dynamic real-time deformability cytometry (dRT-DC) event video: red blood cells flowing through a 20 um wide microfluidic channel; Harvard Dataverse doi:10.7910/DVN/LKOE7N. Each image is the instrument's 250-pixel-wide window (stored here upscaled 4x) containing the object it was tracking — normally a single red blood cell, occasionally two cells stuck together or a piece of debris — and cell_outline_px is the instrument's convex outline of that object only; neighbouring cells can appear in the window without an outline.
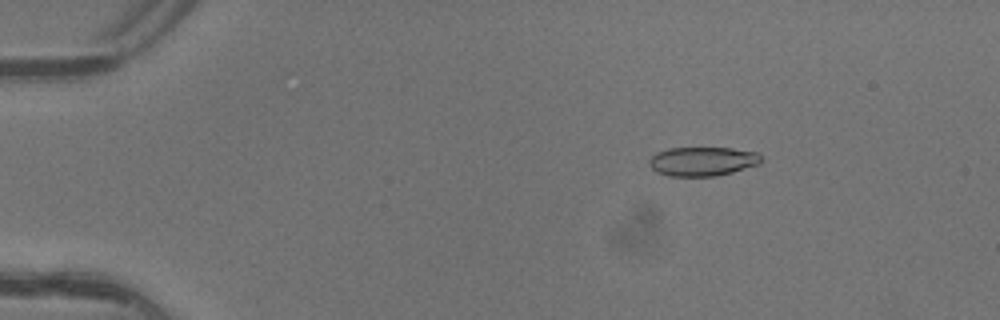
{"species": "common noctule bat (a hibernating species)", "species_latin": "Nyctalus noctula", "temperature_condition": "warm", "stored_images_in_passage": 4, "camera_frame_rate_fps": 3000, "um_per_image_px": 0.085, "animal": {"sex": "female"}, "frame": {"image": 1, "passage_image": 1, "time_ms": 0.0, "image_size_px": [1000, 320], "cell_outline_px": [[760, 164], [732, 172], [716, 176], [668, 176], [656, 172], [648, 164], [648, 160], [656, 152], [668, 148], [732, 148], [756, 152], [760, 156]], "centroid_in_image_um": [59.67, 13.72], "position_along_channel_um": 25.3, "area_um2": 19.02}}
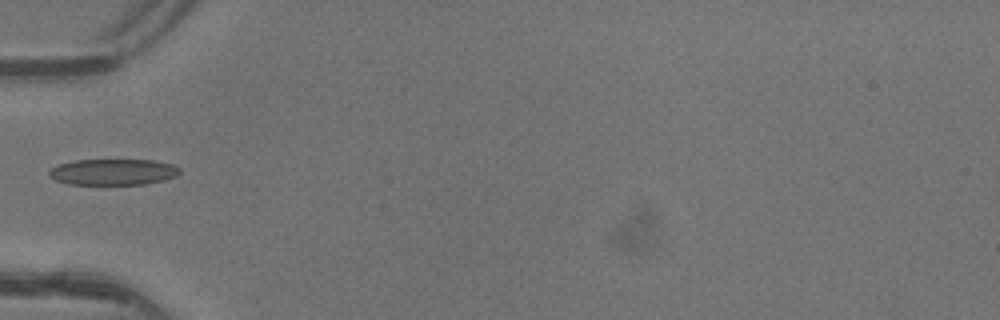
{"frame": {"image": 2, "passage_image": 4, "time_ms": 1.0, "image_size_px": [1000, 320], "cell_outline_px": [[180, 172], [176, 176], [164, 180], [144, 184], [68, 184], [56, 180], [48, 176], [48, 172], [56, 164], [76, 160], [152, 160], [172, 164], [180, 168]], "centroid_in_image_um": [9.6, 14.61], "position_along_channel_um": 75.4, "area_um2": 19.88}}